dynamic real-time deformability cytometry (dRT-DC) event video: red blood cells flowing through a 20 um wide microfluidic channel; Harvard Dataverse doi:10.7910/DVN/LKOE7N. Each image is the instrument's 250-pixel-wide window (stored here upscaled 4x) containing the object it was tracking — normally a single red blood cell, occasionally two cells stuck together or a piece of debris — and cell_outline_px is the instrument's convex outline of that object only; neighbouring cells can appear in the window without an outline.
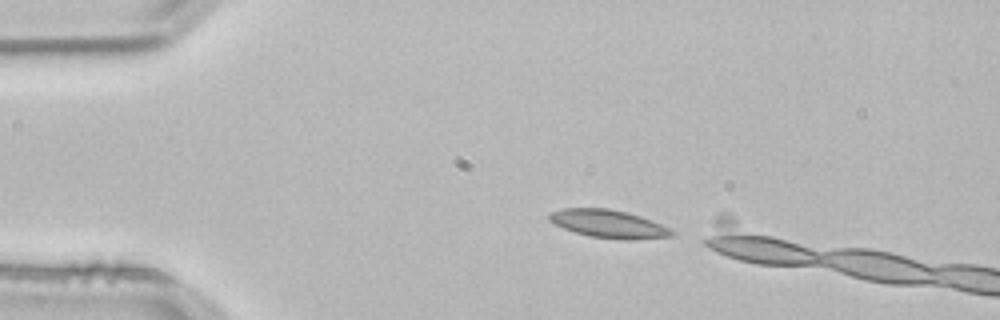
{"species": "common noctule bat (a hibernating species)", "species_latin": "Nyctalus noctula", "temperature_condition": "room temperature", "stored_images_in_passage": 4, "camera_frame_rate_fps": 3000, "um_per_image_px": 0.085, "animal": {"sex": "male", "body_mass_g": 21.5, "forearm_length_mm": 52.0}, "frame": {"image": 1, "passage_image": 1, "time_ms": 0.0, "image_size_px": [1000, 320], "cell_outline_px": [[676, 232], [672, 236], [632, 240], [620, 240], [588, 236], [564, 228], [548, 220], [548, 216], [552, 212], [564, 208], [608, 208], [628, 212], [640, 216], [672, 228]], "centroid_in_image_um": [51.78, 19.03], "position_along_channel_um": 33.2, "area_um2": 20.11}}